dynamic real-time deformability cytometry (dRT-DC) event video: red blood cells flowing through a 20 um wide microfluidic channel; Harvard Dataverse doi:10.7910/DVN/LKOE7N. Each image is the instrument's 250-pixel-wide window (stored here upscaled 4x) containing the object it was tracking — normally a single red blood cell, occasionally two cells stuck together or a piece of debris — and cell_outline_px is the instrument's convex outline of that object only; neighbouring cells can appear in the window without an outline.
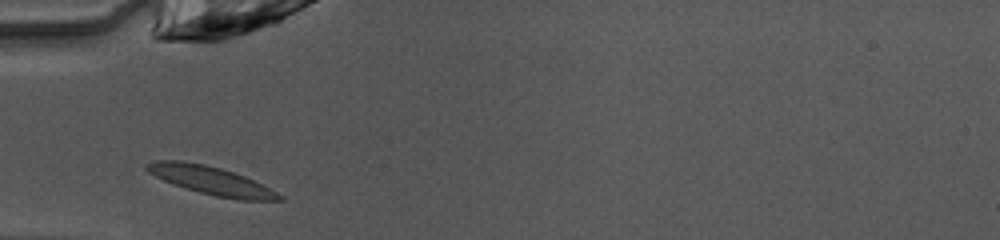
{"species": "common noctule bat (a hibernating species)", "species_latin": "Nyctalus noctula", "temperature_condition": "warm", "stored_images_in_passage": 28, "camera_frame_rate_fps": 3000, "um_per_image_px": 0.085, "animal": {"sex": "female", "body_mass_g": 10.0, "forearm_length_mm": 53.1}, "frame": {"image": 1, "passage_image": 1, "time_ms": 0.0, "image_size_px": [1000, 240], "cell_outline_px": [[284, 200], [236, 200], [216, 196], [200, 192], [164, 180], [148, 172], [144, 168], [144, 164], [156, 160], [180, 160], [204, 164], [220, 168], [244, 176], [284, 196]], "centroid_in_image_um": [17.92, 15.33], "position_along_channel_um": 67.1, "area_um2": 21.39}}
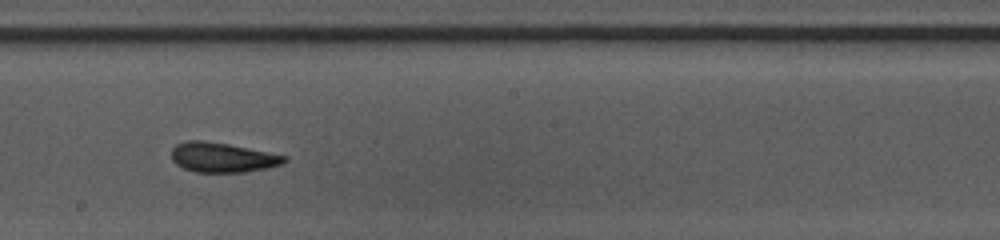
{"frame": {"image": 2, "passage_image": 13, "time_ms": 4.0, "image_size_px": [1000, 240], "cell_outline_px": [[288, 160], [284, 164], [268, 168], [244, 172], [196, 172], [184, 168], [176, 164], [172, 160], [172, 148], [176, 144], [184, 140], [204, 140], [228, 144], [288, 156]], "centroid_in_image_um": [18.92, 13.38], "position_along_channel_um": 229.3, "area_um2": 19.71}}
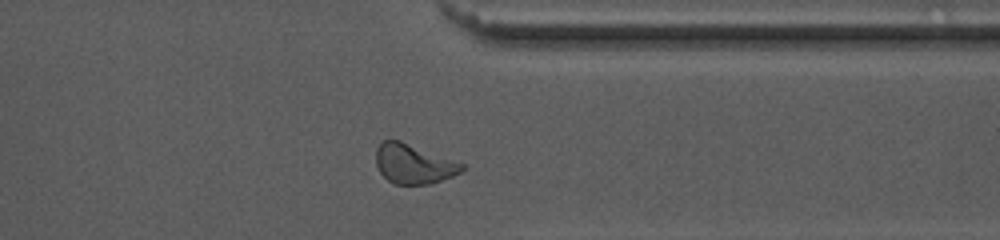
{"frame": {"image": 3, "passage_image": 24, "time_ms": 7.667, "image_size_px": [1000, 240], "cell_outline_px": [[464, 168], [460, 172], [452, 176], [432, 184], [396, 184], [388, 180], [380, 172], [376, 164], [376, 148], [384, 140], [400, 140], [464, 164]], "centroid_in_image_um": [35.14, 13.94], "position_along_channel_um": 376.3, "area_um2": 19.59}, "authors_computed_cell_mechanics": {"area_um2": 19.5075, "velocity_mm_per_s": 4.0627, "shape_relaxation_time_tau1_ms": 5.0091, "shape_relaxation_time_tau2_ms": 1.8257, "deformation_change_tau1": 0.1668, "deformation_change_tau2": 0.0883}}